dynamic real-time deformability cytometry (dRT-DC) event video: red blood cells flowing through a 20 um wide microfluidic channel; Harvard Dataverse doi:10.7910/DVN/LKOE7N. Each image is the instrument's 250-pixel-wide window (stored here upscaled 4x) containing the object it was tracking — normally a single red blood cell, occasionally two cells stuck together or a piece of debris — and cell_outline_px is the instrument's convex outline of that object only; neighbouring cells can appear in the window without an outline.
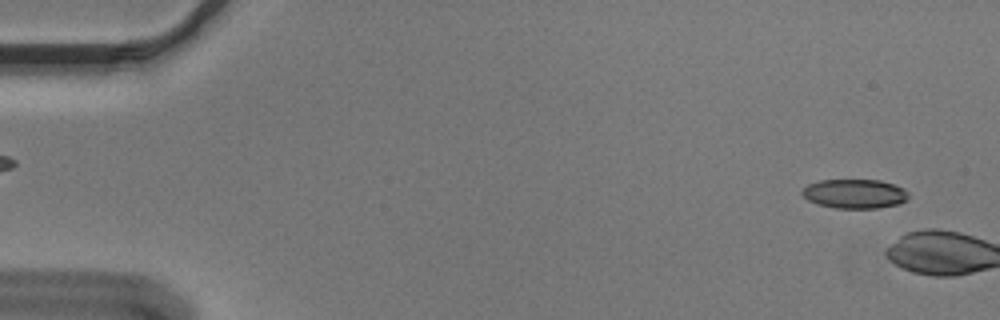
{"species": "Egyptian fruit bat (a non-hibernating species)", "species_latin": "Rousettus aegyptiacus", "temperature_condition": "cold", "stored_images_in_passage": 5, "camera_frame_rate_fps": 3000, "um_per_image_px": 0.085, "animal": {"sex": "male"}, "frame": {"image": 1, "passage_image": 3, "time_ms": 0.667, "image_size_px": [1000, 320], "cell_outline_px": [[908, 196], [900, 204], [876, 208], [836, 208], [820, 204], [808, 200], [800, 192], [808, 184], [820, 180], [880, 180], [904, 188], [908, 192]], "centroid_in_image_um": [72.65, 16.46], "position_along_channel_um": 12.4, "area_um2": 17.98}}